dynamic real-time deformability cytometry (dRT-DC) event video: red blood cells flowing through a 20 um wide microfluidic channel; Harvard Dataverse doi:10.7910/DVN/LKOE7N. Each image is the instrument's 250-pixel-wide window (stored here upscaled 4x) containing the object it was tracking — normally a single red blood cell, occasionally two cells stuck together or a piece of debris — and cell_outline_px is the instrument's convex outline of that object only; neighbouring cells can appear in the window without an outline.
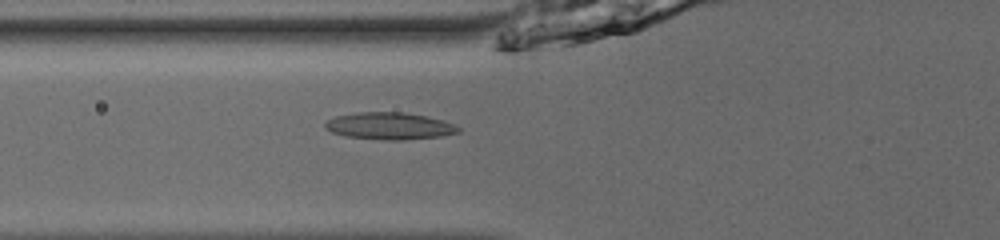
{"species": "common noctule bat (a hibernating species)", "species_latin": "Nyctalus noctula", "temperature_condition": "room temperature", "stored_images_in_passage": 54, "camera_frame_rate_fps": 3000, "um_per_image_px": 0.085, "animal": {"sex": "male", "body_mass_g": 13.0, "forearm_length_mm": 53.1}, "frame": {"image": 1, "passage_image": 23, "time_ms": 7.333, "image_size_px": [1000, 240], "cell_outline_px": [[460, 132], [440, 136], [400, 140], [384, 140], [344, 136], [332, 132], [324, 128], [324, 124], [328, 120], [336, 116], [356, 112], [404, 112], [424, 116], [440, 120], [452, 124], [460, 128]], "centroid_in_image_um": [33.05, 10.71], "position_along_channel_um": 92.8, "area_um2": 20.81}}
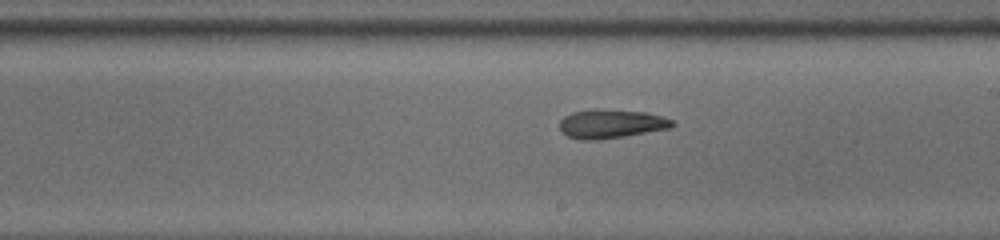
{"frame": {"image": 2, "passage_image": 34, "time_ms": 11.0, "image_size_px": [1000, 240], "cell_outline_px": [[676, 124], [672, 128], [624, 136], [596, 140], [580, 140], [568, 136], [560, 132], [560, 120], [564, 116], [572, 112], [596, 108], [644, 112], [660, 116], [672, 120]], "centroid_in_image_um": [51.92, 10.52], "position_along_channel_um": 237.1, "area_um2": 19.07}}
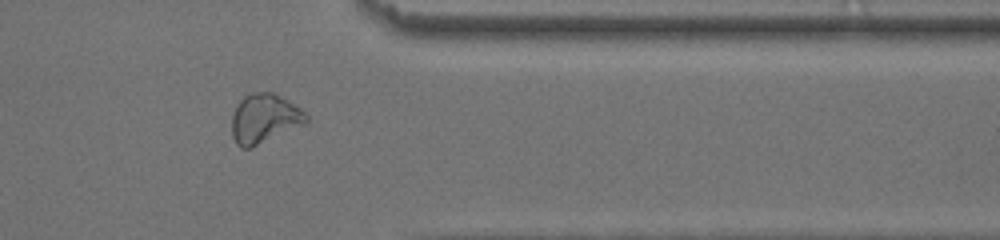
{"frame": {"image": 3, "passage_image": 46, "time_ms": 15.0, "image_size_px": [1000, 240], "cell_outline_px": [[308, 124], [252, 148], [240, 148], [236, 144], [232, 136], [232, 116], [236, 104], [244, 96], [252, 92], [272, 92], [280, 96], [300, 108], [308, 116]], "centroid_in_image_um": [22.48, 10.11], "position_along_channel_um": 388.9, "area_um2": 21.79}, "authors_computed_cell_mechanics": {"area_um2": 19.8254, "velocity_mm_per_s": 3.9108, "shape_relaxation_time_tau1_ms": null, "shape_relaxation_time_tau2_ms": 4.6089, "deformation_change_tau1": null, "deformation_change_tau2": 0.1132}}